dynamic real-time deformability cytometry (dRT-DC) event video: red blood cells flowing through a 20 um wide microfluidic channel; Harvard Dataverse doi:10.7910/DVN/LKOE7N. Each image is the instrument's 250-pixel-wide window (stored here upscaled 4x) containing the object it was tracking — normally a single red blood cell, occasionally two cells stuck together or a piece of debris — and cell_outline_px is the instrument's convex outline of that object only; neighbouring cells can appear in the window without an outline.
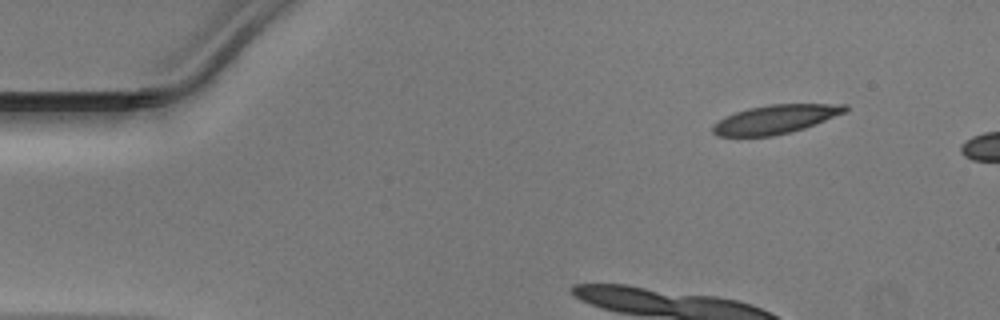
{"species": "Egyptian fruit bat (a non-hibernating species)", "species_latin": "Rousettus aegyptiacus", "temperature_condition": "warm", "stored_images_in_passage": 6, "camera_frame_rate_fps": 3000, "um_per_image_px": 0.085, "animal": {"sex": "male"}, "frame": {"image": 1, "passage_image": 1, "time_ms": 0.0, "image_size_px": [1000, 320], "cell_outline_px": [[848, 108], [844, 112], [804, 128], [772, 136], [716, 136], [712, 132], [712, 124], [724, 116], [748, 108], [768, 104], [848, 104]], "centroid_in_image_um": [65.84, 10.13], "position_along_channel_um": 19.2, "area_um2": 22.02}}